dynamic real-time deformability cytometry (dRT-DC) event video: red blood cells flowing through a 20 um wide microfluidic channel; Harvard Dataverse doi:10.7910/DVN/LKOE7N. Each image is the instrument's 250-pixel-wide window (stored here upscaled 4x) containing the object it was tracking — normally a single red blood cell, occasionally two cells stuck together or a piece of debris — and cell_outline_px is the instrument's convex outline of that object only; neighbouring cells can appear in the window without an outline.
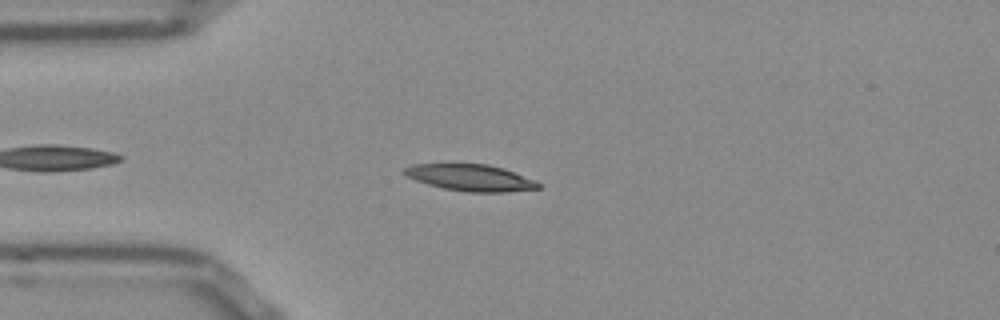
{"species": "Egyptian fruit bat (a non-hibernating species)", "species_latin": "Rousettus aegyptiacus", "temperature_condition": "room temperature", "stored_images_in_passage": 42, "camera_frame_rate_fps": 3000, "um_per_image_px": 0.085, "frame": {"image": 1, "passage_image": 6, "time_ms": 1.667, "image_size_px": [1000, 320], "cell_outline_px": [[540, 188], [504, 192], [464, 192], [444, 188], [428, 184], [416, 180], [400, 172], [404, 168], [412, 164], [488, 164], [504, 168], [536, 180], [540, 184]], "centroid_in_image_um": [40.0, 15.1], "position_along_channel_um": 45.0, "area_um2": 20.75}}
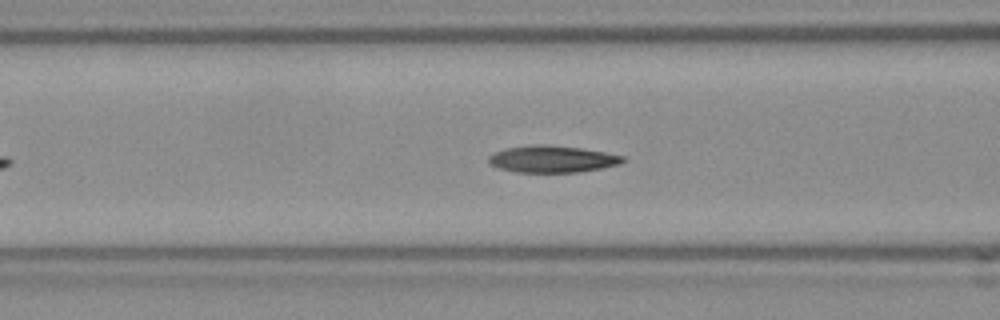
{"frame": {"image": 2, "passage_image": 13, "time_ms": 4.0, "image_size_px": [1000, 320], "cell_outline_px": [[624, 160], [620, 164], [580, 172], [516, 172], [500, 168], [488, 164], [488, 156], [496, 152], [508, 148], [536, 144], [544, 144], [580, 148], [604, 152], [624, 156]], "centroid_in_image_um": [46.93, 13.52], "position_along_channel_um": 119.7, "area_um2": 20.81}}
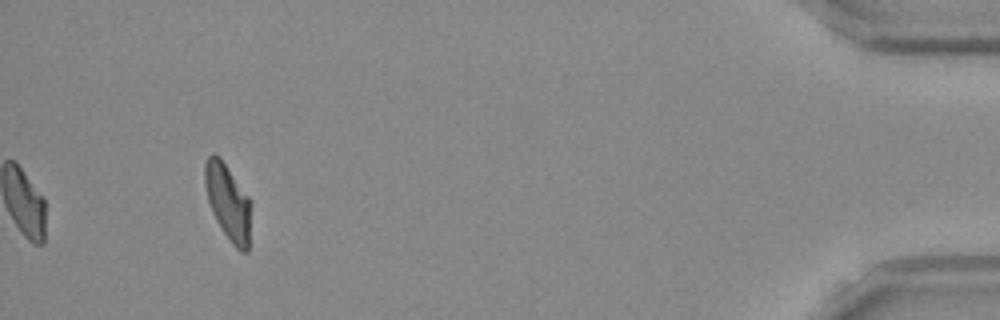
{"frame": {"image": 3, "passage_image": 42, "time_ms": 13.667, "image_size_px": [1000, 320], "cell_outline_px": [[252, 204], [248, 252], [240, 252], [232, 244], [216, 220], [212, 212], [208, 200], [204, 184], [204, 164], [208, 156], [212, 152], [220, 156], [252, 200]], "centroid_in_image_um": [19.4, 17.15], "position_along_channel_um": 415.8, "area_um2": 20.92}, "authors_computed_cell_mechanics": {"area_um2": 20.5768, "velocity_mm_per_s": 3.8242, "shape_relaxation_time_tau1_ms": 7.9889, "shape_relaxation_time_tau2_ms": 2.6023, "deformation_change_tau1": 0.2044, "deformation_change_tau2": 0.0839}}